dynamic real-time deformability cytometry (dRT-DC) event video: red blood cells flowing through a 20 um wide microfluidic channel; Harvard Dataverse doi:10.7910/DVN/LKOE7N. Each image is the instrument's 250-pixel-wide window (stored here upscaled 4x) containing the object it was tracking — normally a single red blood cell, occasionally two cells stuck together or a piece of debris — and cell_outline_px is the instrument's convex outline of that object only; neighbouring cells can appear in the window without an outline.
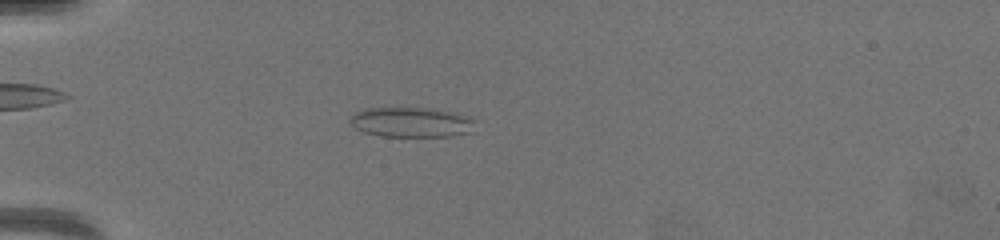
{"species": "common noctule bat (a hibernating species)", "species_latin": "Nyctalus noctula", "temperature_condition": "warm", "stored_images_in_passage": 48, "camera_frame_rate_fps": 3000, "um_per_image_px": 0.085, "animal": {"sex": "female", "body_mass_g": 19.5, "forearm_length_mm": 54.1}, "frame": {"image": 1, "passage_image": 4, "time_ms": 1.0, "image_size_px": [1000, 240], "cell_outline_px": [[476, 120], [472, 132], [452, 136], [380, 136], [364, 132], [356, 128], [348, 120], [356, 112], [364, 108], [428, 108], [452, 112], [468, 116]], "centroid_in_image_um": [34.98, 10.39], "position_along_channel_um": 50.0, "area_um2": 21.85}}
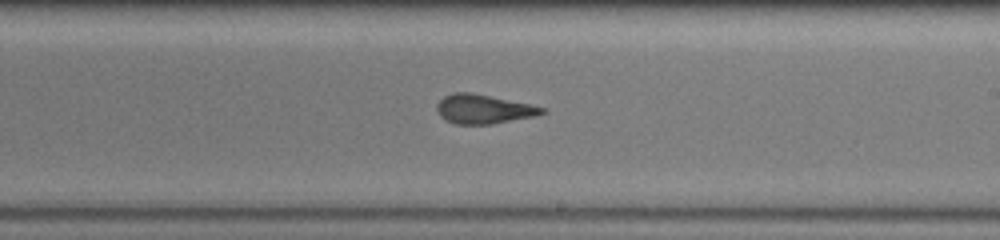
{"frame": {"image": 2, "passage_image": 24, "time_ms": 7.667, "image_size_px": [1000, 240], "cell_outline_px": [[548, 112], [536, 116], [492, 124], [456, 124], [444, 120], [440, 116], [436, 108], [436, 104], [444, 96], [452, 92], [472, 92], [528, 104], [544, 108]], "centroid_in_image_um": [41.07, 9.27], "position_along_channel_um": 247.9, "area_um2": 17.92}}
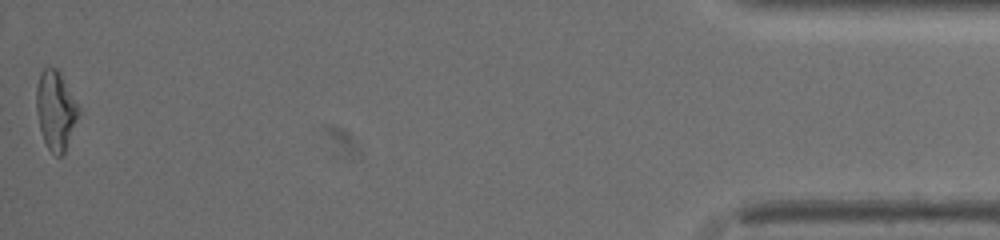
{"frame": {"image": 3, "passage_image": 48, "time_ms": 15.667, "image_size_px": [1000, 240], "cell_outline_px": [[80, 112], [64, 152], [60, 156], [56, 156], [48, 148], [44, 140], [40, 128], [36, 112], [36, 88], [40, 72], [44, 68], [56, 68], [60, 72], [80, 108]], "centroid_in_image_um": [4.72, 9.35], "position_along_channel_um": 430.5, "area_um2": 19.25}, "authors_computed_cell_mechanics": {"area_um2": 18.0336, "velocity_mm_per_s": 3.3399, "shape_relaxation_time_tau1_ms": null, "shape_relaxation_time_tau2_ms": 1.6477, "deformation_change_tau1": null, "deformation_change_tau2": 0.1099}}